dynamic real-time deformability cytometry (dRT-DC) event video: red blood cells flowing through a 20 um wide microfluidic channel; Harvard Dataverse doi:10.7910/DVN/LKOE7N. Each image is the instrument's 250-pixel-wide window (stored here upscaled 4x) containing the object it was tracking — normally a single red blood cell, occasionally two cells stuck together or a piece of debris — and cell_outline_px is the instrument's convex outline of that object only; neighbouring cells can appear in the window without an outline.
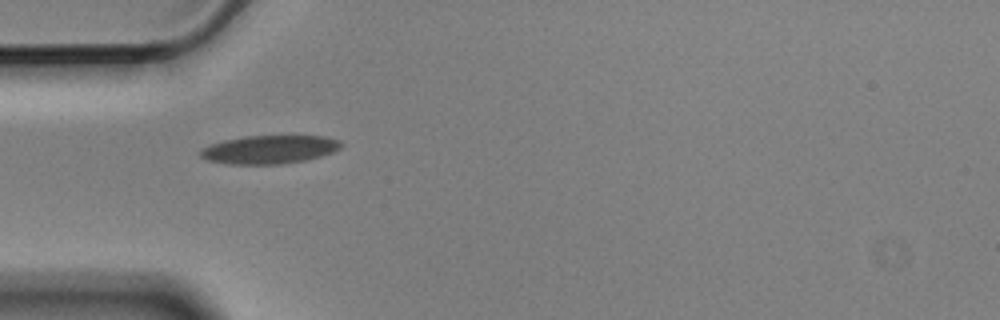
{"species": "Egyptian fruit bat (a non-hibernating species)", "species_latin": "Rousettus aegyptiacus", "temperature_condition": "cold", "stored_images_in_passage": 11, "camera_frame_rate_fps": 3000, "um_per_image_px": 0.085, "animal": {"sex": "male"}, "frame": {"image": 1, "passage_image": 1, "time_ms": 0.0, "image_size_px": [1000, 320], "cell_outline_px": [[344, 144], [340, 148], [332, 152], [320, 156], [304, 160], [280, 164], [224, 164], [208, 160], [200, 156], [200, 148], [208, 144], [224, 140], [244, 136], [324, 136], [340, 140]], "centroid_in_image_um": [22.86, 12.7], "position_along_channel_um": 62.1, "area_um2": 23.35}}
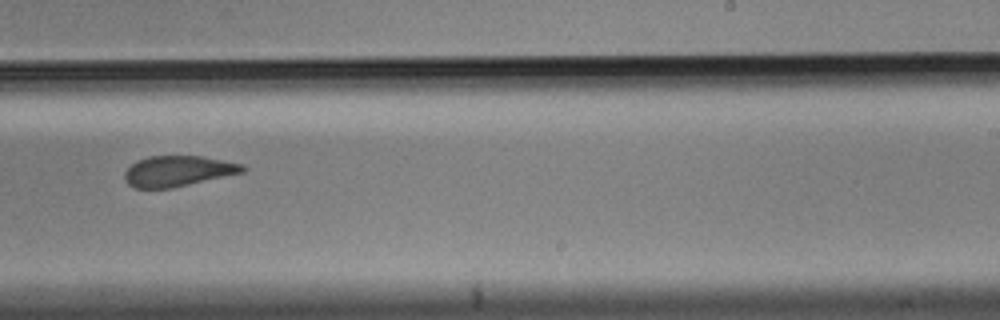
{"frame": {"image": 2, "passage_image": 6, "time_ms": 1.667, "image_size_px": [1000, 320], "cell_outline_px": [[248, 168], [244, 172], [172, 188], [136, 188], [128, 184], [124, 180], [124, 172], [136, 160], [148, 156], [200, 156], [244, 164]], "centroid_in_image_um": [15.12, 14.54], "position_along_channel_um": 273.9, "area_um2": 21.1}}
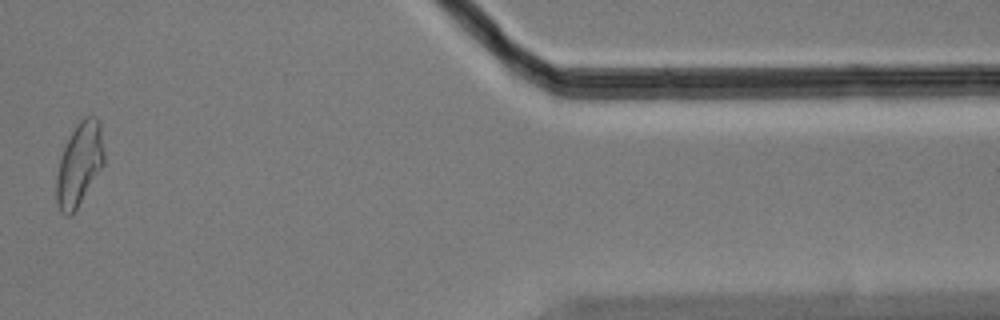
{"frame": {"image": 3, "passage_image": 10, "time_ms": 3.0, "image_size_px": [1000, 320], "cell_outline_px": [[104, 164], [72, 216], [64, 216], [60, 212], [56, 200], [56, 176], [60, 160], [64, 148], [76, 124], [80, 120], [88, 116], [96, 116], [100, 120], [104, 152]], "centroid_in_image_um": [6.75, 13.97], "position_along_channel_um": 404.7, "area_um2": 23.06}}